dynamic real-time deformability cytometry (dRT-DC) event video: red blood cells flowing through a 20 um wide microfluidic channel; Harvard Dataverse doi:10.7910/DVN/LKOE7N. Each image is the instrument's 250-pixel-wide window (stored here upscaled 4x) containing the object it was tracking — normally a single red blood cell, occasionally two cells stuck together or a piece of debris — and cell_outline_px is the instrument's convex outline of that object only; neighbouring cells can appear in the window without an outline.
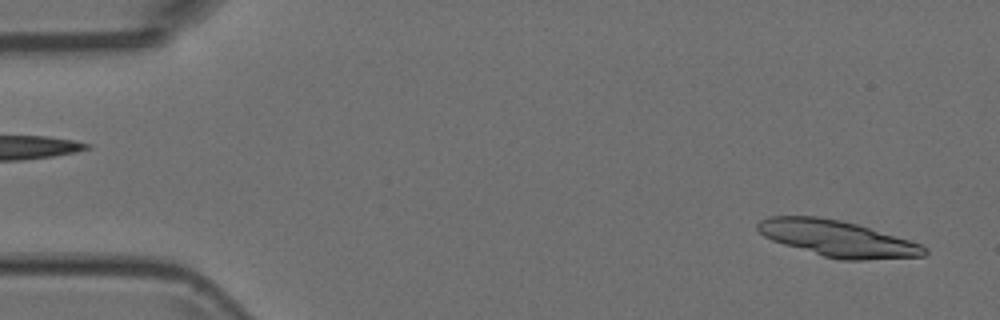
{"species": "Egyptian fruit bat (a non-hibernating species)", "species_latin": "Rousettus aegyptiacus", "temperature_condition": "room temperature", "stored_images_in_passage": 2, "segment_of_instrument_passage": [2, 2], "camera_frame_rate_fps": 3000, "um_per_image_px": 0.085, "animal": {"sex": "female"}, "frame": {"image": 1, "passage_image": 2, "time_ms": 0.333, "image_size_px": [1000, 320], "cell_outline_px": [[928, 252], [924, 256], [864, 260], [840, 260], [824, 256], [784, 244], [772, 240], [764, 236], [756, 228], [756, 224], [760, 220], [768, 216], [816, 216], [840, 220], [856, 224], [908, 240], [920, 244], [928, 248]], "centroid_in_image_um": [71.16, 20.27], "position_along_channel_um": 13.8, "area_um2": 34.74}}